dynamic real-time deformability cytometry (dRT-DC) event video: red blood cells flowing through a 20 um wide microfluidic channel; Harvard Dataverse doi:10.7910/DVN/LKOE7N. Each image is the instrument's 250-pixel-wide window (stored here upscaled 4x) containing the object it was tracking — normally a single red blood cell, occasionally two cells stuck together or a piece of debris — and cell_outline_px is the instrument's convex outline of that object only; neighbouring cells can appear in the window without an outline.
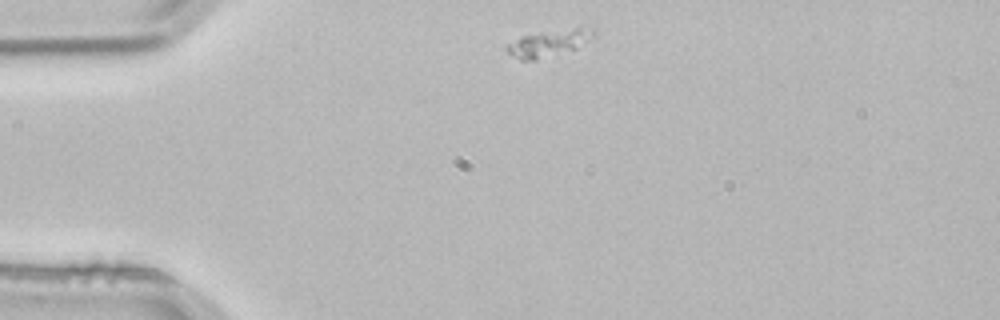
{"species": "common noctule bat (a hibernating species)", "species_latin": "Nyctalus noctula", "temperature_condition": "room temperature", "stored_images_in_passage": 2, "camera_frame_rate_fps": 3000, "um_per_image_px": 0.085, "animal": {"sex": "male", "body_mass_g": 21.5, "forearm_length_mm": 52.0}, "frame": {"image": 1, "passage_image": 1, "time_ms": 0.0, "image_size_px": [1000, 320], "cell_outline_px": [[592, 36], [576, 48], [536, 60], [520, 60], [508, 52], [504, 48], [508, 44], [520, 36], [540, 32], [588, 24], [592, 24]], "centroid_in_image_um": [46.66, 3.61], "position_along_channel_um": 38.3, "area_um2": 13.58}}